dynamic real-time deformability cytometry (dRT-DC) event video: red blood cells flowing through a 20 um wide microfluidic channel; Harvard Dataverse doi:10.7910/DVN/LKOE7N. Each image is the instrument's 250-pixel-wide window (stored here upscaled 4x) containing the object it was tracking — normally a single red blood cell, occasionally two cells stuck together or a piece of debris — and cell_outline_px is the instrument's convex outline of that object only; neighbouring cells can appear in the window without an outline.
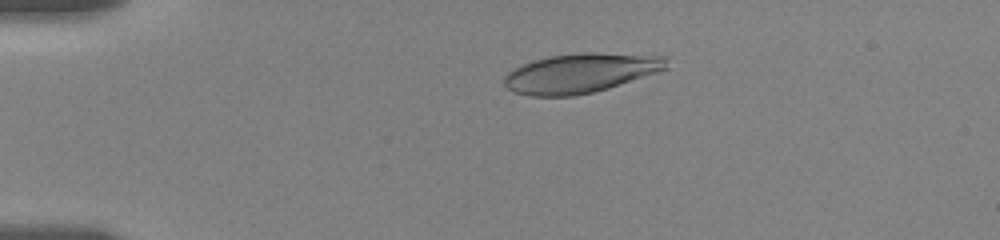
{"species": "human", "species_latin": "Homo sapiens", "temperature_condition": "room temperature", "stored_images_in_passage": 18, "camera_frame_rate_fps": 3000, "um_per_image_px": 0.085, "donor": {"sex": "female"}, "frame": {"image": 1, "passage_image": 6, "time_ms": 3.0, "image_size_px": [1000, 240], "cell_outline_px": [[668, 68], [660, 72], [608, 88], [592, 92], [572, 96], [528, 96], [512, 92], [504, 84], [504, 76], [508, 72], [524, 64], [548, 56], [580, 52], [596, 52], [668, 56]], "centroid_in_image_um": [49.39, 6.21], "position_along_channel_um": 35.6, "area_um2": 37.57}}
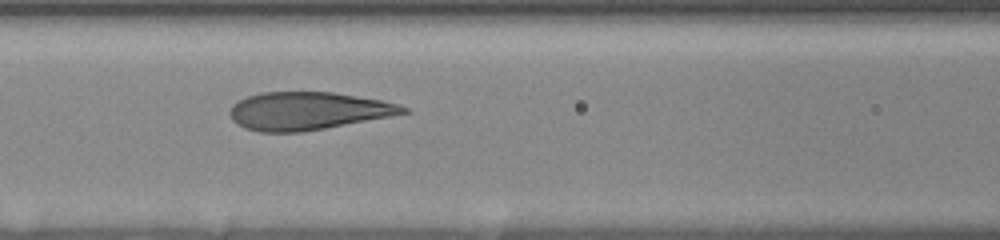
{"frame": {"image": 2, "passage_image": 13, "time_ms": 7.333, "image_size_px": [1000, 240], "cell_outline_px": [[412, 112], [304, 132], [260, 132], [244, 128], [236, 124], [232, 120], [228, 112], [232, 104], [248, 96], [260, 92], [332, 92], [380, 100], [396, 104], [408, 108]], "centroid_in_image_um": [26.12, 9.44], "position_along_channel_um": 140.5, "area_um2": 38.21}}
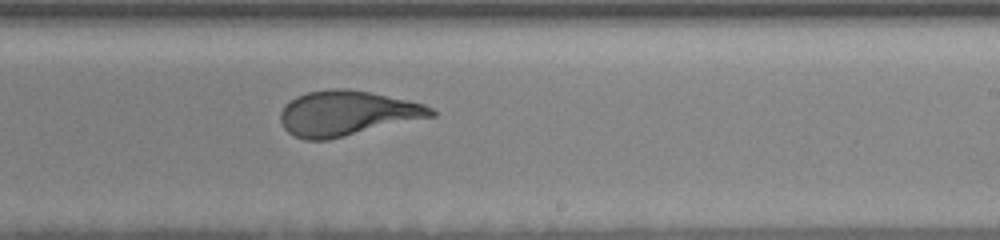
{"frame": {"image": 3, "passage_image": 18, "time_ms": 10.667, "image_size_px": [1000, 240], "cell_outline_px": [[436, 116], [328, 140], [304, 140], [288, 132], [284, 128], [280, 120], [280, 112], [284, 104], [296, 96], [308, 92], [332, 88], [348, 88], [368, 92], [424, 104], [432, 108], [436, 112]], "centroid_in_image_um": [29.47, 9.63], "position_along_channel_um": 259.5, "area_um2": 39.54}}